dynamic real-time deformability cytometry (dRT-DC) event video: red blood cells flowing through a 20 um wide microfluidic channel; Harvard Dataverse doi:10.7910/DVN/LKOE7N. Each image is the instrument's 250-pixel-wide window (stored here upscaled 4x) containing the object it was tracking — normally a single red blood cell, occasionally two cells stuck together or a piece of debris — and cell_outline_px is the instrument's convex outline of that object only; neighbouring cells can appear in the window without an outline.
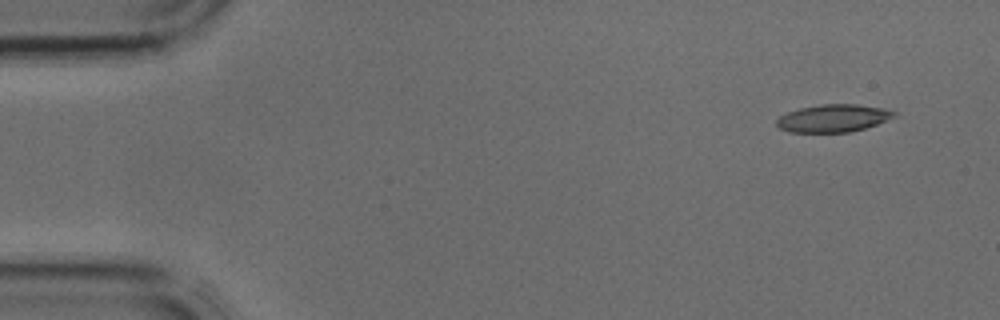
{"species": "common noctule bat (a hibernating species)", "species_latin": "Nyctalus noctula", "temperature_condition": "cold", "stored_images_in_passage": 4, "camera_frame_rate_fps": 3000, "um_per_image_px": 0.085, "animal": {"sex": "male", "body_mass_g": 17.9, "forearm_length_mm": 54.2}, "frame": {"image": 1, "passage_image": 1, "time_ms": 0.0, "image_size_px": [1000, 320], "cell_outline_px": [[896, 116], [876, 124], [864, 128], [848, 132], [788, 132], [780, 128], [776, 124], [776, 120], [780, 116], [788, 112], [800, 108], [820, 104], [856, 104], [884, 108], [896, 112]], "centroid_in_image_um": [70.81, 10.04], "position_along_channel_um": 14.2, "area_um2": 18.79}}
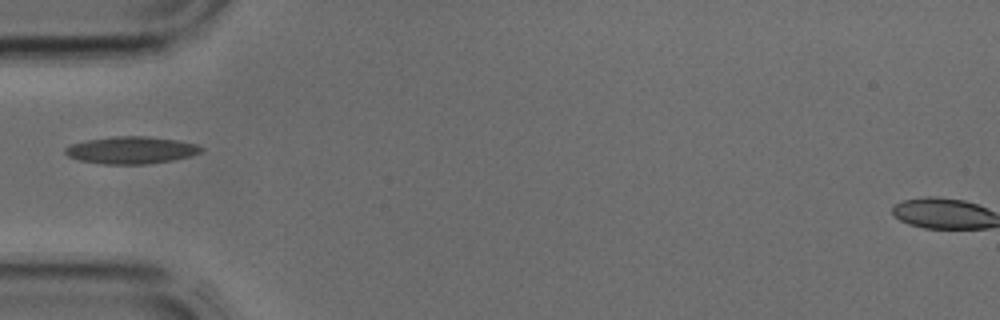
{"frame": {"image": 2, "passage_image": 4, "time_ms": 1.0, "image_size_px": [1000, 320], "cell_outline_px": [[204, 148], [200, 152], [188, 156], [172, 160], [144, 164], [104, 164], [80, 160], [68, 156], [64, 152], [64, 148], [72, 144], [88, 140], [112, 136], [144, 136], [176, 140], [196, 144]], "centroid_in_image_um": [11.13, 12.76], "position_along_channel_um": 73.9, "area_um2": 21.27}}